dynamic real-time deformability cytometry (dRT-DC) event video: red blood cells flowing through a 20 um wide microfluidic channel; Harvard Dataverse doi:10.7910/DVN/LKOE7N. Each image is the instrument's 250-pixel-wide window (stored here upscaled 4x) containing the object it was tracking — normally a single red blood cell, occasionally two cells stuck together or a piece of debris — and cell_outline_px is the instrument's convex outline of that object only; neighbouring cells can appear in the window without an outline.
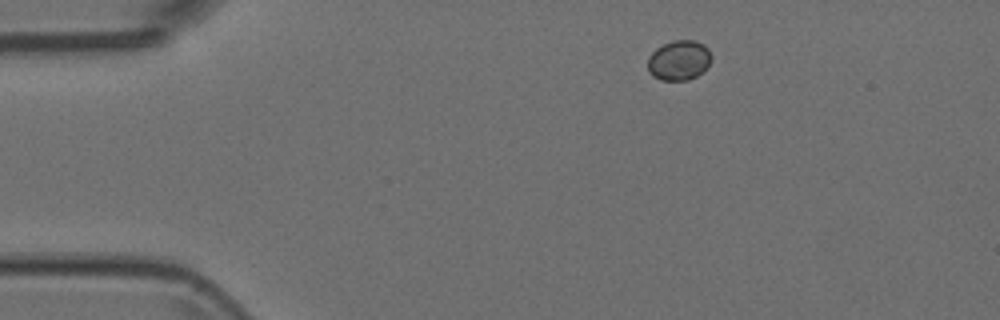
{"species": "Egyptian fruit bat (a non-hibernating species)", "species_latin": "Rousettus aegyptiacus", "temperature_condition": "room temperature", "stored_images_in_passage": 3, "camera_frame_rate_fps": 3000, "um_per_image_px": 0.085, "animal": {"sex": "female"}, "frame": {"image": 1, "passage_image": 1, "time_ms": 0.0, "image_size_px": [1000, 320], "cell_outline_px": [[712, 60], [696, 76], [688, 80], [660, 80], [652, 76], [648, 72], [648, 56], [656, 48], [672, 40], [696, 40], [704, 44], [708, 48], [712, 56]], "centroid_in_image_um": [57.7, 5.11], "position_along_channel_um": 27.3, "area_um2": 14.91}}
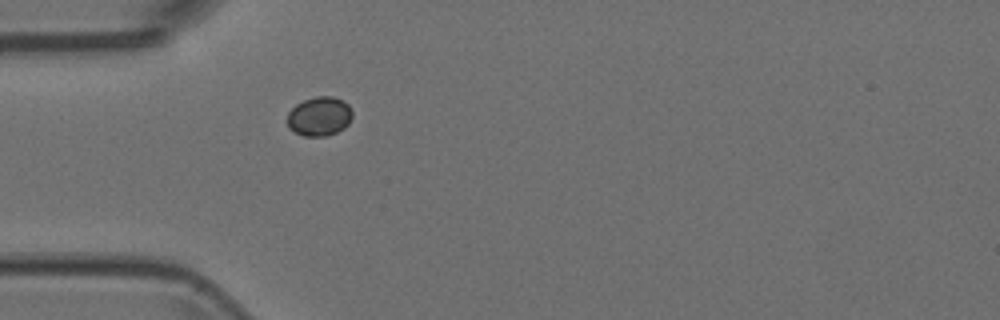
{"frame": {"image": 2, "passage_image": 3, "time_ms": 0.667, "image_size_px": [1000, 320], "cell_outline_px": [[352, 116], [348, 124], [344, 128], [336, 132], [324, 136], [304, 136], [288, 128], [288, 112], [296, 104], [304, 100], [316, 96], [332, 96], [344, 100], [348, 104], [352, 112]], "centroid_in_image_um": [27.15, 9.88], "position_along_channel_um": 57.8, "area_um2": 14.85}}